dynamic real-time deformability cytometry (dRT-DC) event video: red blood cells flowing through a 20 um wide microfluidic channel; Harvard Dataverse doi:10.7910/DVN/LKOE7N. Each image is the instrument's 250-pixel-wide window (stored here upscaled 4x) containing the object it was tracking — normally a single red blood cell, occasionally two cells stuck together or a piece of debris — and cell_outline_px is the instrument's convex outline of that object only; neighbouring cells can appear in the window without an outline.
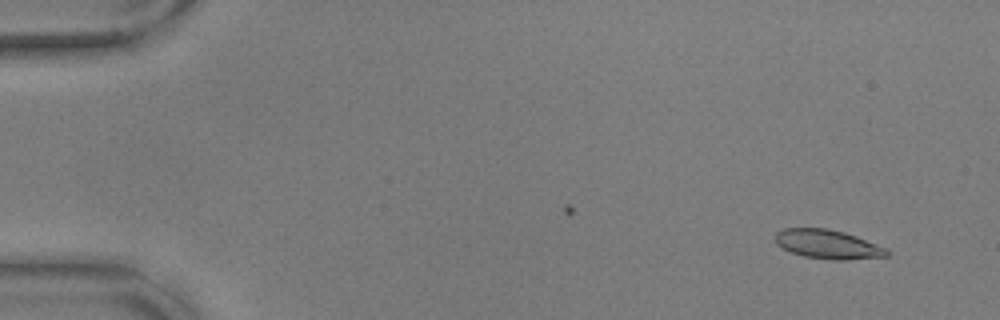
{"species": "common noctule bat (a hibernating species)", "species_latin": "Nyctalus noctula", "temperature_condition": "warm", "stored_images_in_passage": 49, "camera_frame_rate_fps": 3000, "um_per_image_px": 0.085, "animal": {"sex": "male", "body_mass_g": 17.9, "forearm_length_mm": 54.2}, "frame": {"image": 1, "passage_image": 4, "time_ms": 1.0, "image_size_px": [1000, 320], "cell_outline_px": [[888, 256], [848, 260], [832, 260], [804, 256], [792, 252], [776, 244], [776, 232], [784, 228], [828, 228], [844, 232], [856, 236], [888, 248]], "centroid_in_image_um": [70.39, 20.76], "position_along_channel_um": 14.6, "area_um2": 18.9}}
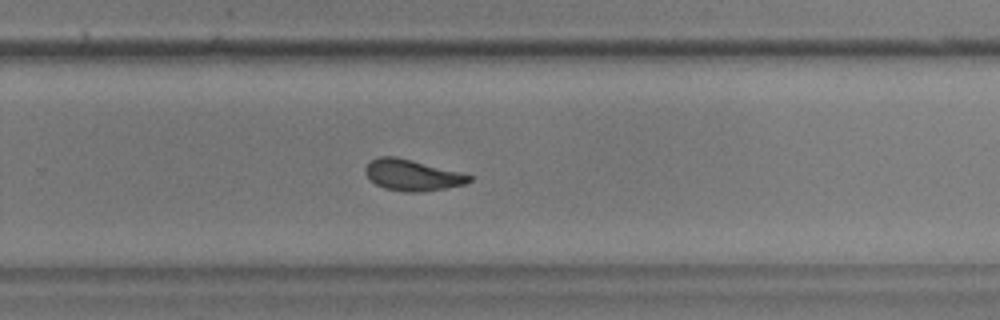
{"frame": {"image": 2, "passage_image": 37, "time_ms": 12.0, "image_size_px": [1000, 320], "cell_outline_px": [[472, 180], [464, 184], [444, 188], [416, 192], [404, 192], [384, 188], [376, 184], [364, 172], [364, 168], [372, 160], [380, 156], [396, 156], [460, 172], [472, 176]], "centroid_in_image_um": [35.02, 14.88], "position_along_channel_um": 294.8, "area_um2": 18.55}}
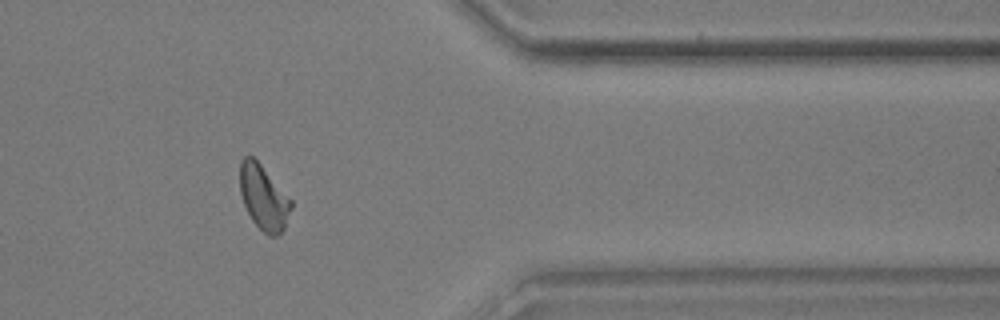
{"frame": {"image": 3, "passage_image": 46, "time_ms": 15.0, "image_size_px": [1000, 320], "cell_outline_px": [[292, 208], [284, 228], [276, 236], [268, 236], [252, 220], [244, 204], [240, 192], [240, 160], [244, 156], [252, 156], [260, 164], [292, 200]], "centroid_in_image_um": [22.4, 16.78], "position_along_channel_um": 389.0, "area_um2": 19.07}, "authors_computed_cell_mechanics": {"area_um2": 19.0162, "velocity_mm_per_s": 3.6477, "shape_relaxation_time_tau1_ms": 4.8452, "shape_relaxation_time_tau2_ms": 1.9937, "deformation_change_tau1": 0.1668, "deformation_change_tau2": 0.1014}}